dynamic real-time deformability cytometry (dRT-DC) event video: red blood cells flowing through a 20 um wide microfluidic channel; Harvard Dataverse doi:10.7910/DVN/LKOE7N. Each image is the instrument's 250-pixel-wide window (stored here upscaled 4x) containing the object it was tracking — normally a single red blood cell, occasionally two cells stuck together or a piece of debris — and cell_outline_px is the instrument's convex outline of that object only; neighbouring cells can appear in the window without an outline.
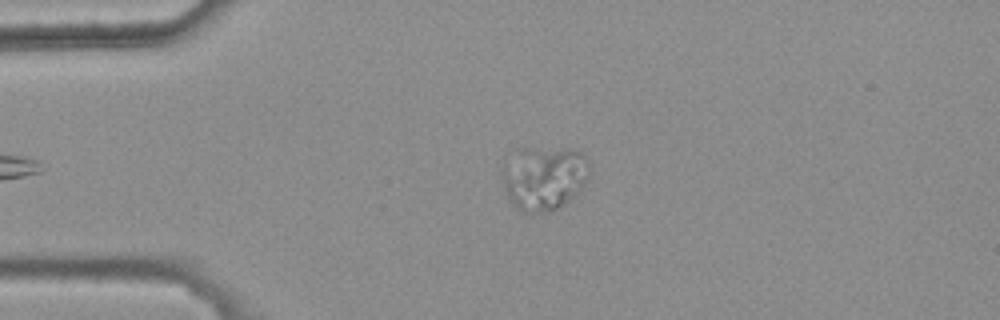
{"species": "common noctule bat (a hibernating species)", "species_latin": "Nyctalus noctula", "temperature_condition": "warm", "stored_images_in_passage": 37, "camera_frame_rate_fps": 3000, "um_per_image_px": 0.085, "animal": {"sex": "female", "body_mass_g": 25.1}, "frame": {"image": 1, "passage_image": 2, "time_ms": 0.333, "image_size_px": [1000, 320], "cell_outline_px": [[588, 180], [568, 200], [556, 208], [544, 212], [520, 212], [512, 204], [504, 188], [500, 176], [500, 172], [504, 164], [516, 148], [572, 148], [580, 152], [588, 160]], "centroid_in_image_um": [46.18, 15.08], "position_along_channel_um": 38.8, "area_um2": 32.77}}
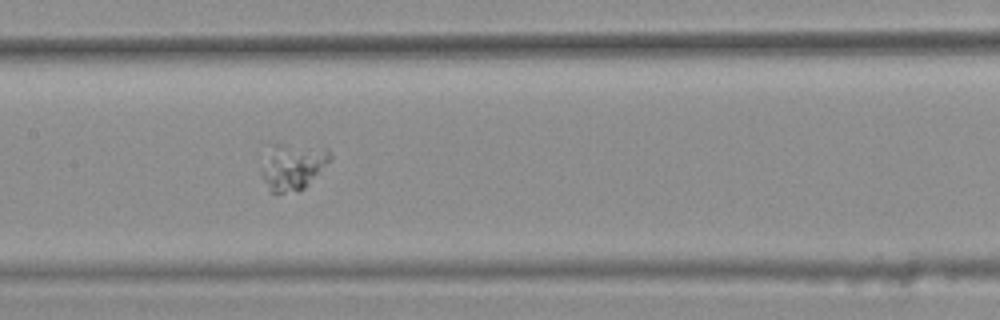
{"frame": {"image": 2, "passage_image": 16, "time_ms": 5.0, "image_size_px": [1000, 320], "cell_outline_px": [[332, 160], [304, 188], [284, 192], [272, 192], [264, 180], [260, 172], [308, 148], [328, 148], [332, 156]], "centroid_in_image_um": [25.23, 14.46], "position_along_channel_um": 182.2, "area_um2": 13.87}}
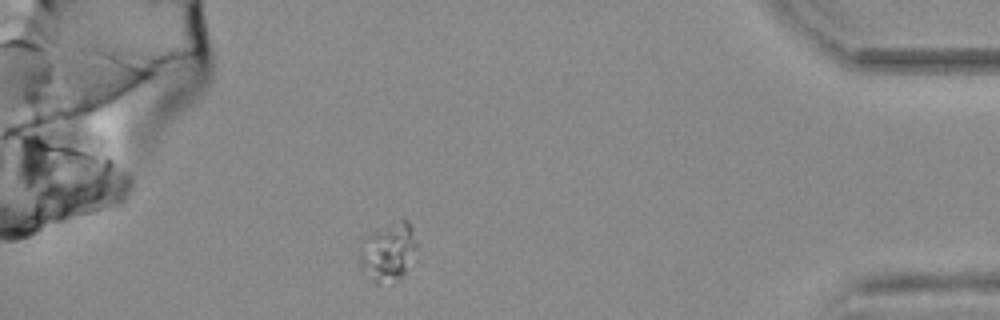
{"frame": {"image": 3, "passage_image": 37, "time_ms": 12.0, "image_size_px": [1000, 320], "cell_outline_px": [[416, 248], [404, 272], [392, 284], [376, 284], [360, 268], [360, 244], [364, 236], [372, 232], [400, 220], [408, 220], [412, 228], [416, 244]], "centroid_in_image_um": [32.94, 21.43], "position_along_channel_um": 402.3, "area_um2": 19.19}}